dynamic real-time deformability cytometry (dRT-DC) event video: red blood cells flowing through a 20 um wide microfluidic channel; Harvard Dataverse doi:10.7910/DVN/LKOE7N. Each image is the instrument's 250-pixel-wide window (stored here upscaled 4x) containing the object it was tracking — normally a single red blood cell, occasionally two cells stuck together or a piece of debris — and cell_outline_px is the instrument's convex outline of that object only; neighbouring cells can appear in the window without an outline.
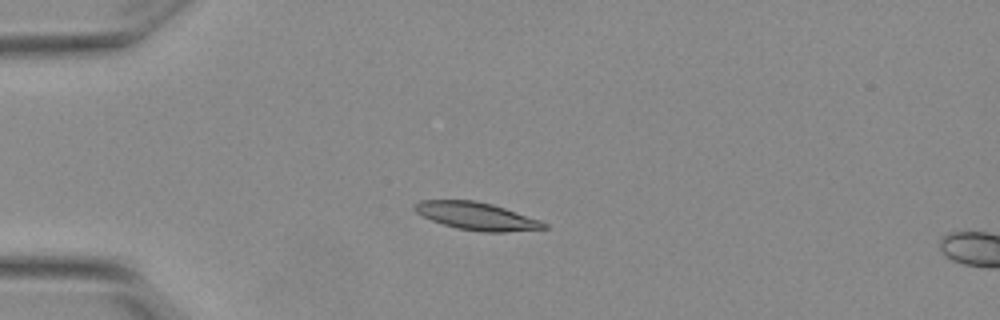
{"species": "Egyptian fruit bat (a non-hibernating species)", "species_latin": "Rousettus aegyptiacus", "temperature_condition": "warm", "stored_images_in_passage": 8, "camera_frame_rate_fps": 3000, "um_per_image_px": 0.085, "animal": {"sex": "female"}, "frame": {"image": 1, "passage_image": 4, "time_ms": 1.0, "image_size_px": [1000, 320], "cell_outline_px": [[548, 228], [504, 232], [484, 232], [456, 228], [432, 220], [416, 212], [412, 208], [412, 204], [420, 200], [476, 200], [492, 204], [540, 220], [548, 224]], "centroid_in_image_um": [40.49, 18.36], "position_along_channel_um": 44.5, "area_um2": 20.75}}
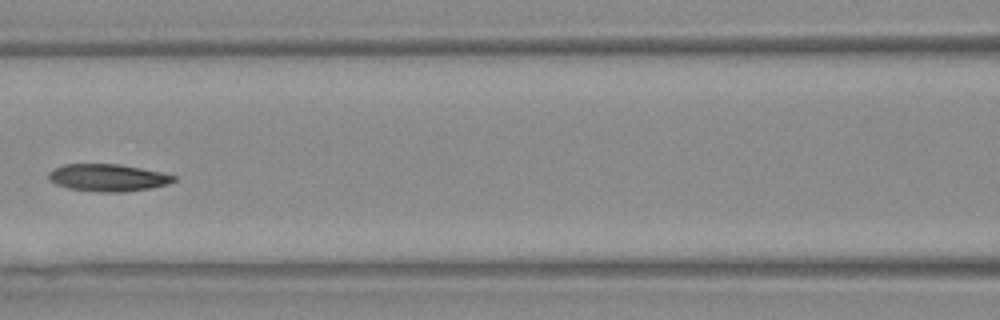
{"frame": {"image": 2, "passage_image": 7, "time_ms": 2.0, "image_size_px": [1000, 320], "cell_outline_px": [[176, 180], [168, 184], [152, 188], [124, 192], [100, 192], [68, 188], [56, 184], [48, 180], [48, 172], [64, 164], [116, 164], [140, 168], [160, 172], [176, 176]], "centroid_in_image_um": [9.16, 15.11], "position_along_channel_um": 157.4, "area_um2": 19.83}}
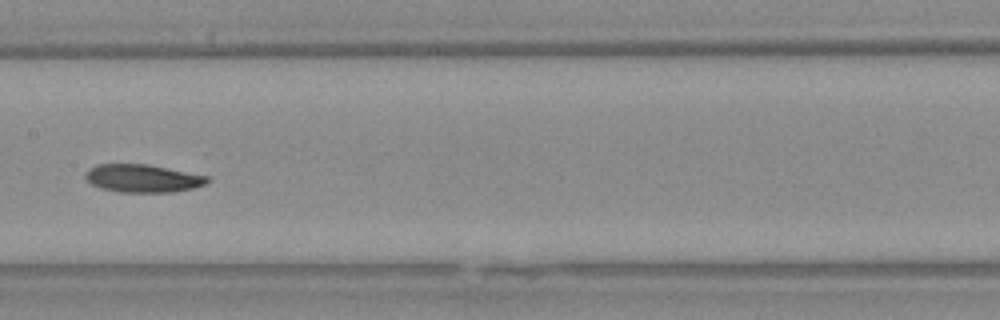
{"frame": {"image": 3, "passage_image": 8, "time_ms": 2.333, "image_size_px": [1000, 320], "cell_outline_px": [[212, 180], [204, 184], [192, 188], [172, 192], [120, 192], [100, 188], [92, 184], [84, 176], [84, 172], [88, 168], [96, 164], [148, 164], [208, 176]], "centroid_in_image_um": [12.1, 15.15], "position_along_channel_um": 195.3, "area_um2": 19.88}}